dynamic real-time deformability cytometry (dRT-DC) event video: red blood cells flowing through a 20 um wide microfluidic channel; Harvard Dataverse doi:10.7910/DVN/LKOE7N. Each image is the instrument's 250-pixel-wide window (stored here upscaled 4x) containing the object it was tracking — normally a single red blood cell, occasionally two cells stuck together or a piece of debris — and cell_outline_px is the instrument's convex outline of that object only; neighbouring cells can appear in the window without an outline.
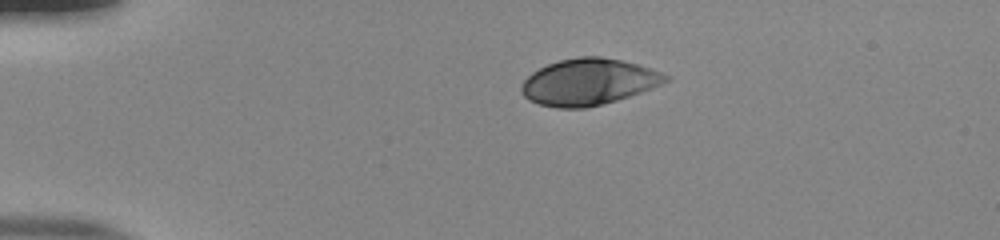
{"species": "human", "species_latin": "Homo sapiens", "temperature_condition": "room temperature", "stored_images_in_passage": 43, "camera_frame_rate_fps": 3000, "um_per_image_px": 0.085, "donor": {"sex": "male"}, "frame": {"image": 1, "passage_image": 1, "time_ms": 0.0, "image_size_px": [1000, 240], "cell_outline_px": [[672, 80], [664, 84], [616, 100], [584, 108], [556, 108], [540, 104], [528, 100], [520, 92], [520, 84], [532, 72], [548, 64], [560, 60], [580, 56], [600, 56], [620, 60], [636, 64], [664, 72], [672, 76]], "centroid_in_image_um": [50.05, 6.96], "position_along_channel_um": 35.0, "area_um2": 39.13}}
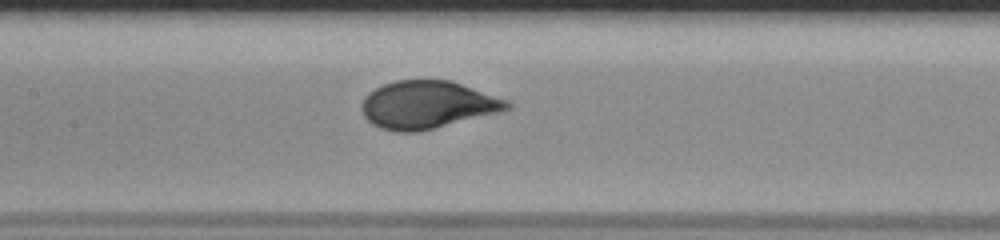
{"frame": {"image": 2, "passage_image": 16, "time_ms": 5.0, "image_size_px": [1000, 240], "cell_outline_px": [[512, 108], [504, 112], [420, 132], [396, 132], [380, 128], [372, 124], [364, 116], [360, 108], [364, 96], [368, 92], [384, 84], [396, 80], [448, 80], [508, 100], [512, 104]], "centroid_in_image_um": [36.34, 8.93], "position_along_channel_um": 171.1, "area_um2": 40.81}}
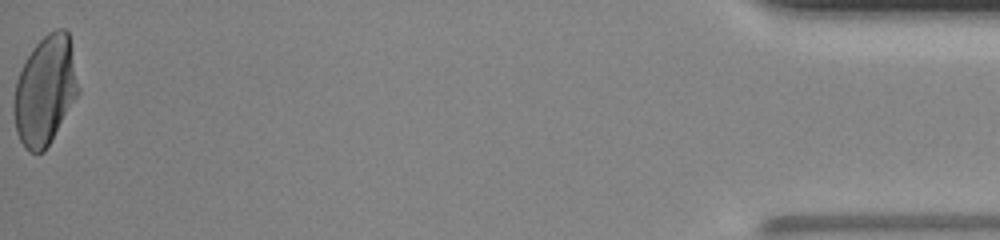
{"frame": {"image": 3, "passage_image": 43, "time_ms": 14.0, "image_size_px": [1000, 240], "cell_outline_px": [[80, 92], [44, 152], [28, 152], [24, 148], [16, 132], [12, 104], [16, 80], [32, 48], [48, 32], [56, 28], [64, 28], [68, 32], [80, 88]], "centroid_in_image_um": [3.83, 7.7], "position_along_channel_um": 431.4, "area_um2": 41.04}, "authors_computed_cell_mechanics": {"area_um2": 39.9976, "velocity_mm_per_s": 3.8608, "shape_relaxation_time_tau1_ms": 3.4951, "shape_relaxation_time_tau2_ms": null, "deformation_change_tau1": 0.1914, "deformation_change_tau2": null}}